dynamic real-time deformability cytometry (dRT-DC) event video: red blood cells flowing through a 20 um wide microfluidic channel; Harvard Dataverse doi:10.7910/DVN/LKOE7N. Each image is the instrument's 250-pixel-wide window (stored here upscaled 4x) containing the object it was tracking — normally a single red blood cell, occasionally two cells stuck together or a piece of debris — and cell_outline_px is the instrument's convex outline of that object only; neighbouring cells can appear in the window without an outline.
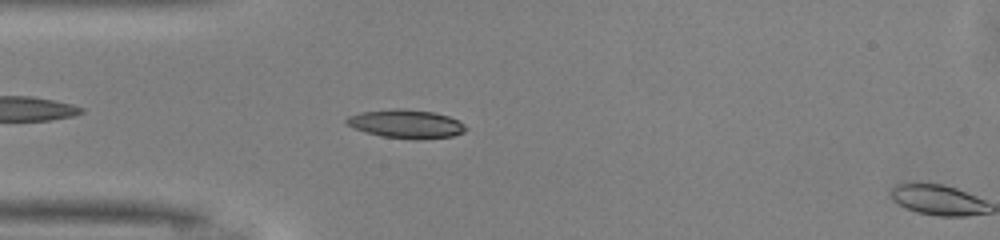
{"species": "common noctule bat (a hibernating species)", "species_latin": "Nyctalus noctula", "temperature_condition": "warm", "stored_images_in_passage": 5, "camera_frame_rate_fps": 3000, "um_per_image_px": 0.085, "animal": {"sex": "male", "body_mass_g": 13.0, "forearm_length_mm": 53.1}, "frame": {"image": 1, "passage_image": 4, "time_ms": 1.0, "image_size_px": [1000, 240], "cell_outline_px": [[468, 128], [464, 132], [452, 136], [416, 140], [380, 136], [344, 124], [344, 120], [348, 116], [360, 112], [392, 108], [400, 108], [432, 112], [448, 116], [464, 124]], "centroid_in_image_um": [34.5, 10.53], "position_along_channel_um": 50.5, "area_um2": 19.88}}